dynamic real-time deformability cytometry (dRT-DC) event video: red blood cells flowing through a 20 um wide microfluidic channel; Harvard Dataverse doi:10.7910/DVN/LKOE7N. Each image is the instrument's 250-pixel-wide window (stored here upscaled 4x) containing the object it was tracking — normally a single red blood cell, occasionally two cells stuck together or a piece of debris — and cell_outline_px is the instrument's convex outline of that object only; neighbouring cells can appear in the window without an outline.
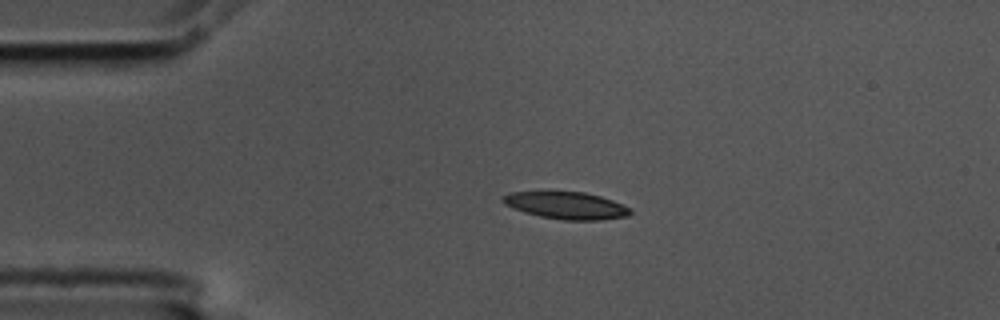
{"species": "common noctule bat (a hibernating species)", "species_latin": "Nyctalus noctula", "temperature_condition": "cold", "stored_images_in_passage": 2, "camera_frame_rate_fps": 3000, "um_per_image_px": 0.085, "animal": {"sex": "male", "body_mass_g": 17.5, "forearm_length_mm": 52.3}, "frame": {"image": 1, "passage_image": 1, "time_ms": 0.0, "image_size_px": [1000, 320], "cell_outline_px": [[632, 212], [628, 216], [600, 220], [564, 220], [540, 216], [524, 212], [512, 208], [504, 204], [500, 200], [504, 196], [512, 192], [584, 192], [600, 196], [612, 200], [628, 208]], "centroid_in_image_um": [48.11, 17.47], "position_along_channel_um": 36.9, "area_um2": 19.94}}